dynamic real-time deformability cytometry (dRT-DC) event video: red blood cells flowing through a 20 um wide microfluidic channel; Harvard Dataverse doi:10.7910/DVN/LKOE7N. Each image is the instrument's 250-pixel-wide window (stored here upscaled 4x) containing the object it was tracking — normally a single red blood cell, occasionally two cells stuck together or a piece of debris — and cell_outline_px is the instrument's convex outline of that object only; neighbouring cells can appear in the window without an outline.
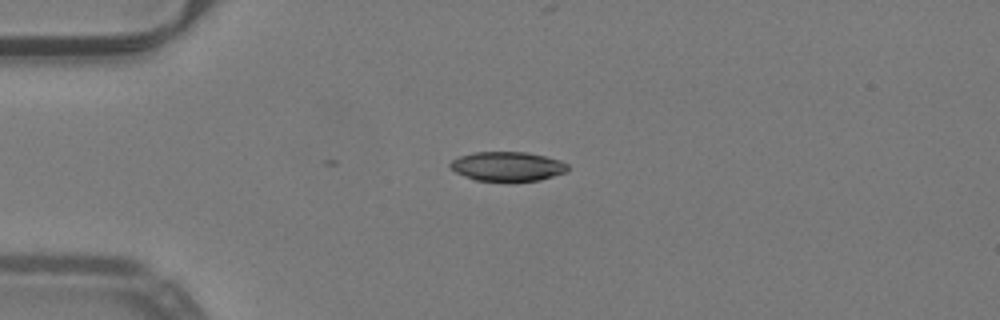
{"species": "common noctule bat (a hibernating species)", "species_latin": "Nyctalus noctula", "temperature_condition": "warm", "stored_images_in_passage": 3, "camera_frame_rate_fps": 3000, "um_per_image_px": 0.085, "animal": {"sex": "male", "body_mass_g": 19.2, "forearm_length_mm": 51.8}, "frame": {"image": 1, "passage_image": 1, "time_ms": 0.0, "image_size_px": [1000, 320], "cell_outline_px": [[568, 172], [540, 180], [504, 184], [476, 180], [456, 172], [448, 164], [452, 160], [460, 156], [472, 152], [528, 152], [560, 160], [568, 164]], "centroid_in_image_um": [43.16, 14.18], "position_along_channel_um": 41.8, "area_um2": 20.81}}